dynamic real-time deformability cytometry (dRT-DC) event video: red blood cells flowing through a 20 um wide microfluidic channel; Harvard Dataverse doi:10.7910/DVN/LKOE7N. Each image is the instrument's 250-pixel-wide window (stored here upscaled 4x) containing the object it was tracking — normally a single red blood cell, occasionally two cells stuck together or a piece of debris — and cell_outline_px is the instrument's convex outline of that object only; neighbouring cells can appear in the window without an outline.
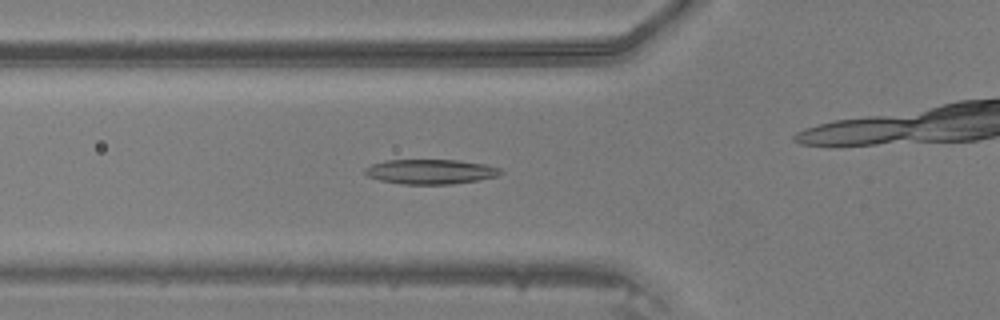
{"species": "common noctule bat (a hibernating species)", "species_latin": "Nyctalus noctula", "temperature_condition": "warm", "stored_images_in_passage": 32, "camera_frame_rate_fps": 3000, "um_per_image_px": 0.085, "animal": {"sex": "male", "body_mass_g": 20.5, "forearm_length_mm": 52.5}, "frame": {"image": 1, "passage_image": 5, "time_ms": 1.333, "image_size_px": [1000, 320], "cell_outline_px": [[504, 172], [500, 176], [480, 180], [452, 184], [404, 184], [380, 180], [368, 176], [364, 172], [364, 168], [372, 164], [384, 160], [456, 160], [484, 164], [500, 168]], "centroid_in_image_um": [36.63, 14.59], "position_along_channel_um": 89.2, "area_um2": 19.65}}
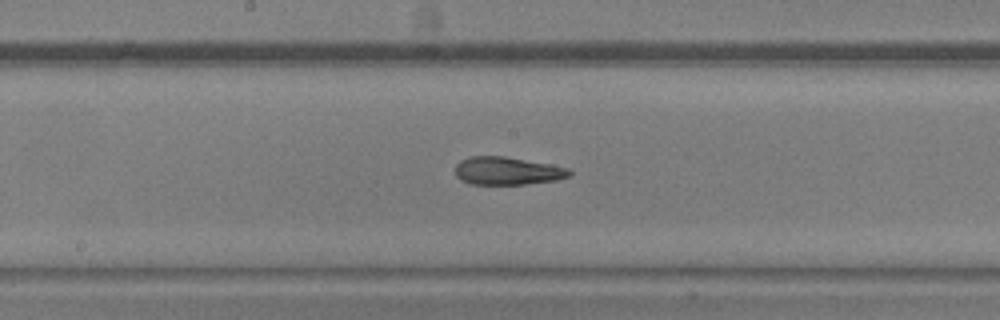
{"frame": {"image": 2, "passage_image": 13, "time_ms": 4.0, "image_size_px": [1000, 320], "cell_outline_px": [[572, 172], [568, 176], [556, 180], [524, 184], [472, 184], [460, 180], [456, 176], [456, 164], [460, 160], [472, 156], [504, 156], [548, 164], [568, 168]], "centroid_in_image_um": [43.08, 14.52], "position_along_channel_um": 205.1, "area_um2": 18.38}}
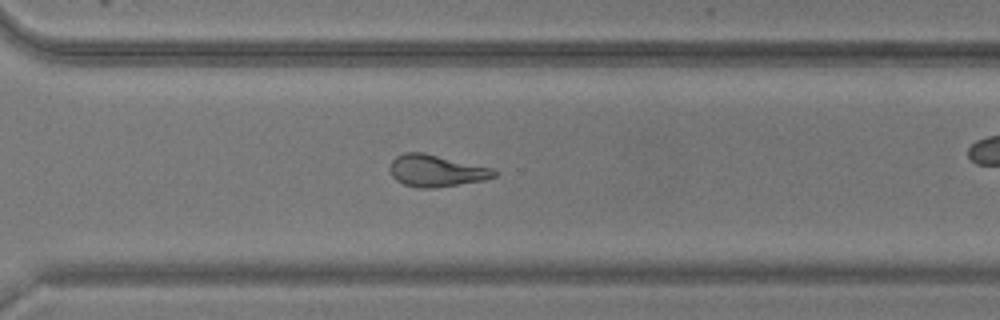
{"frame": {"image": 3, "passage_image": 22, "time_ms": 7.0, "image_size_px": [1000, 320], "cell_outline_px": [[500, 172], [496, 176], [484, 180], [436, 188], [420, 188], [404, 184], [396, 180], [392, 176], [388, 168], [392, 160], [396, 156], [404, 152], [424, 152], [492, 168]], "centroid_in_image_um": [37.07, 14.51], "position_along_channel_um": 333.5, "area_um2": 19.54}}